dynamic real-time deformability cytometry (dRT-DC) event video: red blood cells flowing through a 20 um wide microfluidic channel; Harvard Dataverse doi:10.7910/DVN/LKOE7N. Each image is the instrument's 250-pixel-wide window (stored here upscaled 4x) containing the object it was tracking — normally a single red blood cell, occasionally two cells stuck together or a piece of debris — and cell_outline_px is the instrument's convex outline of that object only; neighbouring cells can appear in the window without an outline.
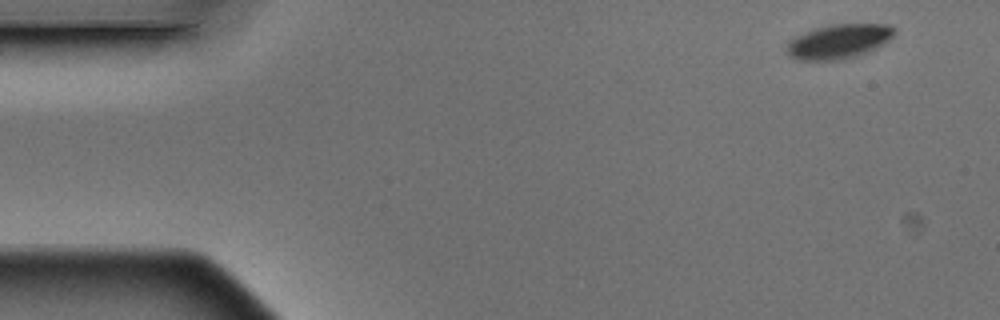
{"species": "Egyptian fruit bat (a non-hibernating species)", "species_latin": "Rousettus aegyptiacus", "temperature_condition": "warm", "stored_images_in_passage": 4, "camera_frame_rate_fps": 3000, "um_per_image_px": 0.085, "animal": {"sex": "male"}, "frame": {"image": 1, "passage_image": 1, "time_ms": 0.0, "image_size_px": [1000, 320], "cell_outline_px": [[896, 32], [888, 40], [856, 56], [836, 60], [800, 60], [788, 56], [788, 40], [796, 36], [816, 28], [832, 24], [888, 24], [896, 28]], "centroid_in_image_um": [71.28, 3.5], "position_along_channel_um": 13.7, "area_um2": 21.15}}